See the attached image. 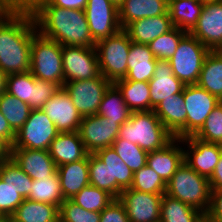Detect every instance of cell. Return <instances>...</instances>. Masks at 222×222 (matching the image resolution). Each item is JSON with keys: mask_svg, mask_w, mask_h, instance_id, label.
<instances>
[{"mask_svg": "<svg viewBox=\"0 0 222 222\" xmlns=\"http://www.w3.org/2000/svg\"><path fill=\"white\" fill-rule=\"evenodd\" d=\"M37 31L62 46L95 47L84 10L65 9L39 2L32 10Z\"/></svg>", "mask_w": 222, "mask_h": 222, "instance_id": "6da1fadb", "label": "cell"}, {"mask_svg": "<svg viewBox=\"0 0 222 222\" xmlns=\"http://www.w3.org/2000/svg\"><path fill=\"white\" fill-rule=\"evenodd\" d=\"M37 32L31 11L14 10L0 23V70L6 75L30 71L31 43Z\"/></svg>", "mask_w": 222, "mask_h": 222, "instance_id": "7a4b0ae2", "label": "cell"}, {"mask_svg": "<svg viewBox=\"0 0 222 222\" xmlns=\"http://www.w3.org/2000/svg\"><path fill=\"white\" fill-rule=\"evenodd\" d=\"M117 138L137 144L147 153L161 149L175 137L165 128L155 112H132L120 126Z\"/></svg>", "mask_w": 222, "mask_h": 222, "instance_id": "3957f363", "label": "cell"}, {"mask_svg": "<svg viewBox=\"0 0 222 222\" xmlns=\"http://www.w3.org/2000/svg\"><path fill=\"white\" fill-rule=\"evenodd\" d=\"M165 194L198 209L206 214L210 206L211 188L209 179L198 174L183 162L166 183Z\"/></svg>", "mask_w": 222, "mask_h": 222, "instance_id": "277c9868", "label": "cell"}, {"mask_svg": "<svg viewBox=\"0 0 222 222\" xmlns=\"http://www.w3.org/2000/svg\"><path fill=\"white\" fill-rule=\"evenodd\" d=\"M62 48L61 44L44 37L37 31L31 43L30 72L32 75L37 79L53 82L62 88L64 84Z\"/></svg>", "mask_w": 222, "mask_h": 222, "instance_id": "5b68a950", "label": "cell"}, {"mask_svg": "<svg viewBox=\"0 0 222 222\" xmlns=\"http://www.w3.org/2000/svg\"><path fill=\"white\" fill-rule=\"evenodd\" d=\"M131 42L128 33L121 29L115 35L96 43L100 72L112 83L123 79L128 73L127 60Z\"/></svg>", "mask_w": 222, "mask_h": 222, "instance_id": "8992f818", "label": "cell"}, {"mask_svg": "<svg viewBox=\"0 0 222 222\" xmlns=\"http://www.w3.org/2000/svg\"><path fill=\"white\" fill-rule=\"evenodd\" d=\"M209 52L191 33H186L168 60L173 74L185 85L197 84L204 59Z\"/></svg>", "mask_w": 222, "mask_h": 222, "instance_id": "52a82bcc", "label": "cell"}, {"mask_svg": "<svg viewBox=\"0 0 222 222\" xmlns=\"http://www.w3.org/2000/svg\"><path fill=\"white\" fill-rule=\"evenodd\" d=\"M60 132L41 109L31 110L27 121L16 133L10 149L47 150Z\"/></svg>", "mask_w": 222, "mask_h": 222, "instance_id": "ba28073f", "label": "cell"}, {"mask_svg": "<svg viewBox=\"0 0 222 222\" xmlns=\"http://www.w3.org/2000/svg\"><path fill=\"white\" fill-rule=\"evenodd\" d=\"M111 84L112 82L101 74L92 79L66 82L63 88L79 114L85 117L97 114L101 100Z\"/></svg>", "mask_w": 222, "mask_h": 222, "instance_id": "9c48e42d", "label": "cell"}, {"mask_svg": "<svg viewBox=\"0 0 222 222\" xmlns=\"http://www.w3.org/2000/svg\"><path fill=\"white\" fill-rule=\"evenodd\" d=\"M62 60L64 83L101 75L95 47L63 46Z\"/></svg>", "mask_w": 222, "mask_h": 222, "instance_id": "30bf717a", "label": "cell"}, {"mask_svg": "<svg viewBox=\"0 0 222 222\" xmlns=\"http://www.w3.org/2000/svg\"><path fill=\"white\" fill-rule=\"evenodd\" d=\"M183 99L187 110L186 137L194 136L221 101L197 84L184 86Z\"/></svg>", "mask_w": 222, "mask_h": 222, "instance_id": "8fae6325", "label": "cell"}, {"mask_svg": "<svg viewBox=\"0 0 222 222\" xmlns=\"http://www.w3.org/2000/svg\"><path fill=\"white\" fill-rule=\"evenodd\" d=\"M84 12L95 43L122 29L118 6L110 0H88Z\"/></svg>", "mask_w": 222, "mask_h": 222, "instance_id": "7c38bea8", "label": "cell"}, {"mask_svg": "<svg viewBox=\"0 0 222 222\" xmlns=\"http://www.w3.org/2000/svg\"><path fill=\"white\" fill-rule=\"evenodd\" d=\"M120 124L97 114L82 117L78 133L89 154L111 147L117 139Z\"/></svg>", "mask_w": 222, "mask_h": 222, "instance_id": "4fadbf2b", "label": "cell"}, {"mask_svg": "<svg viewBox=\"0 0 222 222\" xmlns=\"http://www.w3.org/2000/svg\"><path fill=\"white\" fill-rule=\"evenodd\" d=\"M180 140L188 146L187 151L184 150V162L201 176L210 179L221 157L222 145L204 142L194 136Z\"/></svg>", "mask_w": 222, "mask_h": 222, "instance_id": "5bb4252c", "label": "cell"}, {"mask_svg": "<svg viewBox=\"0 0 222 222\" xmlns=\"http://www.w3.org/2000/svg\"><path fill=\"white\" fill-rule=\"evenodd\" d=\"M163 194L125 189L118 198L126 209L130 222H160Z\"/></svg>", "mask_w": 222, "mask_h": 222, "instance_id": "9a60e30c", "label": "cell"}, {"mask_svg": "<svg viewBox=\"0 0 222 222\" xmlns=\"http://www.w3.org/2000/svg\"><path fill=\"white\" fill-rule=\"evenodd\" d=\"M190 33L210 51L222 50V0L203 5L197 25Z\"/></svg>", "mask_w": 222, "mask_h": 222, "instance_id": "2e32d148", "label": "cell"}, {"mask_svg": "<svg viewBox=\"0 0 222 222\" xmlns=\"http://www.w3.org/2000/svg\"><path fill=\"white\" fill-rule=\"evenodd\" d=\"M41 110L46 113L60 133L78 131L82 116L63 87L43 105Z\"/></svg>", "mask_w": 222, "mask_h": 222, "instance_id": "e0dca14e", "label": "cell"}, {"mask_svg": "<svg viewBox=\"0 0 222 222\" xmlns=\"http://www.w3.org/2000/svg\"><path fill=\"white\" fill-rule=\"evenodd\" d=\"M150 89V111L162 100L181 93L183 84L174 74L168 60H157L154 75L148 81Z\"/></svg>", "mask_w": 222, "mask_h": 222, "instance_id": "ac0fdd59", "label": "cell"}, {"mask_svg": "<svg viewBox=\"0 0 222 222\" xmlns=\"http://www.w3.org/2000/svg\"><path fill=\"white\" fill-rule=\"evenodd\" d=\"M10 157L33 180L52 176L57 171L47 150L10 149Z\"/></svg>", "mask_w": 222, "mask_h": 222, "instance_id": "d6986e66", "label": "cell"}, {"mask_svg": "<svg viewBox=\"0 0 222 222\" xmlns=\"http://www.w3.org/2000/svg\"><path fill=\"white\" fill-rule=\"evenodd\" d=\"M153 111L174 137L186 138L187 110L183 99V91L162 100Z\"/></svg>", "mask_w": 222, "mask_h": 222, "instance_id": "ffe728a7", "label": "cell"}, {"mask_svg": "<svg viewBox=\"0 0 222 222\" xmlns=\"http://www.w3.org/2000/svg\"><path fill=\"white\" fill-rule=\"evenodd\" d=\"M181 140L174 138L165 147L147 154V165L167 183L184 162V148L178 146Z\"/></svg>", "mask_w": 222, "mask_h": 222, "instance_id": "44dd1931", "label": "cell"}, {"mask_svg": "<svg viewBox=\"0 0 222 222\" xmlns=\"http://www.w3.org/2000/svg\"><path fill=\"white\" fill-rule=\"evenodd\" d=\"M56 167L84 159L86 151L78 131L59 133L48 149Z\"/></svg>", "mask_w": 222, "mask_h": 222, "instance_id": "7402d4cb", "label": "cell"}, {"mask_svg": "<svg viewBox=\"0 0 222 222\" xmlns=\"http://www.w3.org/2000/svg\"><path fill=\"white\" fill-rule=\"evenodd\" d=\"M110 171V195L118 199L121 192L131 187L134 172L123 162L112 147L94 153Z\"/></svg>", "mask_w": 222, "mask_h": 222, "instance_id": "603a6c76", "label": "cell"}, {"mask_svg": "<svg viewBox=\"0 0 222 222\" xmlns=\"http://www.w3.org/2000/svg\"><path fill=\"white\" fill-rule=\"evenodd\" d=\"M60 188L64 199H71L89 182V154L82 160L57 167Z\"/></svg>", "mask_w": 222, "mask_h": 222, "instance_id": "cb8c5ba5", "label": "cell"}, {"mask_svg": "<svg viewBox=\"0 0 222 222\" xmlns=\"http://www.w3.org/2000/svg\"><path fill=\"white\" fill-rule=\"evenodd\" d=\"M124 80L148 82L154 75L157 59L147 44L131 42Z\"/></svg>", "mask_w": 222, "mask_h": 222, "instance_id": "d4e9b609", "label": "cell"}, {"mask_svg": "<svg viewBox=\"0 0 222 222\" xmlns=\"http://www.w3.org/2000/svg\"><path fill=\"white\" fill-rule=\"evenodd\" d=\"M118 10L122 29L139 19L169 14L165 0H123Z\"/></svg>", "mask_w": 222, "mask_h": 222, "instance_id": "484cf974", "label": "cell"}, {"mask_svg": "<svg viewBox=\"0 0 222 222\" xmlns=\"http://www.w3.org/2000/svg\"><path fill=\"white\" fill-rule=\"evenodd\" d=\"M173 27L169 14H163L133 21L124 30L132 42L148 45Z\"/></svg>", "mask_w": 222, "mask_h": 222, "instance_id": "4316f807", "label": "cell"}, {"mask_svg": "<svg viewBox=\"0 0 222 222\" xmlns=\"http://www.w3.org/2000/svg\"><path fill=\"white\" fill-rule=\"evenodd\" d=\"M203 5L199 0H169L168 13L173 26L190 33L197 25Z\"/></svg>", "mask_w": 222, "mask_h": 222, "instance_id": "83f0119b", "label": "cell"}, {"mask_svg": "<svg viewBox=\"0 0 222 222\" xmlns=\"http://www.w3.org/2000/svg\"><path fill=\"white\" fill-rule=\"evenodd\" d=\"M197 85L222 101V50L207 54Z\"/></svg>", "mask_w": 222, "mask_h": 222, "instance_id": "f1b7e54d", "label": "cell"}, {"mask_svg": "<svg viewBox=\"0 0 222 222\" xmlns=\"http://www.w3.org/2000/svg\"><path fill=\"white\" fill-rule=\"evenodd\" d=\"M160 222H205V214L164 193L160 207Z\"/></svg>", "mask_w": 222, "mask_h": 222, "instance_id": "f546056e", "label": "cell"}, {"mask_svg": "<svg viewBox=\"0 0 222 222\" xmlns=\"http://www.w3.org/2000/svg\"><path fill=\"white\" fill-rule=\"evenodd\" d=\"M114 84L121 91L124 102L132 112L150 111L149 82L119 79Z\"/></svg>", "mask_w": 222, "mask_h": 222, "instance_id": "4dcf8cb0", "label": "cell"}, {"mask_svg": "<svg viewBox=\"0 0 222 222\" xmlns=\"http://www.w3.org/2000/svg\"><path fill=\"white\" fill-rule=\"evenodd\" d=\"M131 113L132 111L124 102L121 91L112 83L101 100L97 115L122 125L129 120Z\"/></svg>", "mask_w": 222, "mask_h": 222, "instance_id": "1f68e13d", "label": "cell"}, {"mask_svg": "<svg viewBox=\"0 0 222 222\" xmlns=\"http://www.w3.org/2000/svg\"><path fill=\"white\" fill-rule=\"evenodd\" d=\"M12 217L19 222H56L59 219V207L24 199Z\"/></svg>", "mask_w": 222, "mask_h": 222, "instance_id": "d6a6232c", "label": "cell"}, {"mask_svg": "<svg viewBox=\"0 0 222 222\" xmlns=\"http://www.w3.org/2000/svg\"><path fill=\"white\" fill-rule=\"evenodd\" d=\"M27 199L36 202L54 204L60 208L61 203L65 199L61 192L58 172L56 171L52 176L33 180L30 194Z\"/></svg>", "mask_w": 222, "mask_h": 222, "instance_id": "836d02e7", "label": "cell"}, {"mask_svg": "<svg viewBox=\"0 0 222 222\" xmlns=\"http://www.w3.org/2000/svg\"><path fill=\"white\" fill-rule=\"evenodd\" d=\"M31 110L27 103L5 91L0 95V112L7 119L11 129L15 133L27 121Z\"/></svg>", "mask_w": 222, "mask_h": 222, "instance_id": "e575fe53", "label": "cell"}, {"mask_svg": "<svg viewBox=\"0 0 222 222\" xmlns=\"http://www.w3.org/2000/svg\"><path fill=\"white\" fill-rule=\"evenodd\" d=\"M0 178L12 186L24 199L28 198L33 179L11 157L0 161Z\"/></svg>", "mask_w": 222, "mask_h": 222, "instance_id": "d590c367", "label": "cell"}, {"mask_svg": "<svg viewBox=\"0 0 222 222\" xmlns=\"http://www.w3.org/2000/svg\"><path fill=\"white\" fill-rule=\"evenodd\" d=\"M33 88H35V77L30 71L6 75L5 92L24 101L32 110Z\"/></svg>", "mask_w": 222, "mask_h": 222, "instance_id": "8d00e7d4", "label": "cell"}, {"mask_svg": "<svg viewBox=\"0 0 222 222\" xmlns=\"http://www.w3.org/2000/svg\"><path fill=\"white\" fill-rule=\"evenodd\" d=\"M111 147L133 172L138 171L147 164L148 153L137 144L117 138Z\"/></svg>", "mask_w": 222, "mask_h": 222, "instance_id": "74e56055", "label": "cell"}, {"mask_svg": "<svg viewBox=\"0 0 222 222\" xmlns=\"http://www.w3.org/2000/svg\"><path fill=\"white\" fill-rule=\"evenodd\" d=\"M113 199L114 198L109 193L92 185L84 187L71 198L73 202L83 207L85 210L99 213L106 208Z\"/></svg>", "mask_w": 222, "mask_h": 222, "instance_id": "f35d334b", "label": "cell"}, {"mask_svg": "<svg viewBox=\"0 0 222 222\" xmlns=\"http://www.w3.org/2000/svg\"><path fill=\"white\" fill-rule=\"evenodd\" d=\"M186 33L184 30L174 26L170 31L152 40L148 44L149 49L157 60H169Z\"/></svg>", "mask_w": 222, "mask_h": 222, "instance_id": "ab89813d", "label": "cell"}, {"mask_svg": "<svg viewBox=\"0 0 222 222\" xmlns=\"http://www.w3.org/2000/svg\"><path fill=\"white\" fill-rule=\"evenodd\" d=\"M130 189L146 193L164 194L166 191V183L146 164L134 172Z\"/></svg>", "mask_w": 222, "mask_h": 222, "instance_id": "60d3db41", "label": "cell"}, {"mask_svg": "<svg viewBox=\"0 0 222 222\" xmlns=\"http://www.w3.org/2000/svg\"><path fill=\"white\" fill-rule=\"evenodd\" d=\"M194 137L204 142L222 145V101L209 114Z\"/></svg>", "mask_w": 222, "mask_h": 222, "instance_id": "b9f144b4", "label": "cell"}, {"mask_svg": "<svg viewBox=\"0 0 222 222\" xmlns=\"http://www.w3.org/2000/svg\"><path fill=\"white\" fill-rule=\"evenodd\" d=\"M59 218L63 222H100V213L85 210L71 199H65L59 208Z\"/></svg>", "mask_w": 222, "mask_h": 222, "instance_id": "7bdbcfd3", "label": "cell"}, {"mask_svg": "<svg viewBox=\"0 0 222 222\" xmlns=\"http://www.w3.org/2000/svg\"><path fill=\"white\" fill-rule=\"evenodd\" d=\"M89 182L90 185L110 194V171L94 153L89 154Z\"/></svg>", "mask_w": 222, "mask_h": 222, "instance_id": "ee69618b", "label": "cell"}, {"mask_svg": "<svg viewBox=\"0 0 222 222\" xmlns=\"http://www.w3.org/2000/svg\"><path fill=\"white\" fill-rule=\"evenodd\" d=\"M24 198L0 178V215L12 216Z\"/></svg>", "mask_w": 222, "mask_h": 222, "instance_id": "f6af8a7d", "label": "cell"}, {"mask_svg": "<svg viewBox=\"0 0 222 222\" xmlns=\"http://www.w3.org/2000/svg\"><path fill=\"white\" fill-rule=\"evenodd\" d=\"M59 89L60 87L53 82L35 78V88H33V109H41Z\"/></svg>", "mask_w": 222, "mask_h": 222, "instance_id": "bcb514c9", "label": "cell"}, {"mask_svg": "<svg viewBox=\"0 0 222 222\" xmlns=\"http://www.w3.org/2000/svg\"><path fill=\"white\" fill-rule=\"evenodd\" d=\"M100 222H130L123 203L119 199L113 201L100 212Z\"/></svg>", "mask_w": 222, "mask_h": 222, "instance_id": "7dc6e473", "label": "cell"}, {"mask_svg": "<svg viewBox=\"0 0 222 222\" xmlns=\"http://www.w3.org/2000/svg\"><path fill=\"white\" fill-rule=\"evenodd\" d=\"M205 222H222V189L211 190L210 206Z\"/></svg>", "mask_w": 222, "mask_h": 222, "instance_id": "c3c4849f", "label": "cell"}, {"mask_svg": "<svg viewBox=\"0 0 222 222\" xmlns=\"http://www.w3.org/2000/svg\"><path fill=\"white\" fill-rule=\"evenodd\" d=\"M16 133L11 129L7 119L0 112V138L10 147L14 143Z\"/></svg>", "mask_w": 222, "mask_h": 222, "instance_id": "681fc988", "label": "cell"}, {"mask_svg": "<svg viewBox=\"0 0 222 222\" xmlns=\"http://www.w3.org/2000/svg\"><path fill=\"white\" fill-rule=\"evenodd\" d=\"M51 5L65 9L84 10L88 0H47Z\"/></svg>", "mask_w": 222, "mask_h": 222, "instance_id": "f907efd6", "label": "cell"}, {"mask_svg": "<svg viewBox=\"0 0 222 222\" xmlns=\"http://www.w3.org/2000/svg\"><path fill=\"white\" fill-rule=\"evenodd\" d=\"M209 183L211 190L222 189V154L211 178L209 179Z\"/></svg>", "mask_w": 222, "mask_h": 222, "instance_id": "816d5d0a", "label": "cell"}, {"mask_svg": "<svg viewBox=\"0 0 222 222\" xmlns=\"http://www.w3.org/2000/svg\"><path fill=\"white\" fill-rule=\"evenodd\" d=\"M41 1L43 0H17V2L12 6V9L31 11Z\"/></svg>", "mask_w": 222, "mask_h": 222, "instance_id": "f5cc1de1", "label": "cell"}, {"mask_svg": "<svg viewBox=\"0 0 222 222\" xmlns=\"http://www.w3.org/2000/svg\"><path fill=\"white\" fill-rule=\"evenodd\" d=\"M14 10L8 0H0V23Z\"/></svg>", "mask_w": 222, "mask_h": 222, "instance_id": "db71d44e", "label": "cell"}, {"mask_svg": "<svg viewBox=\"0 0 222 222\" xmlns=\"http://www.w3.org/2000/svg\"><path fill=\"white\" fill-rule=\"evenodd\" d=\"M10 157V146L0 138V161Z\"/></svg>", "mask_w": 222, "mask_h": 222, "instance_id": "11a10c76", "label": "cell"}, {"mask_svg": "<svg viewBox=\"0 0 222 222\" xmlns=\"http://www.w3.org/2000/svg\"><path fill=\"white\" fill-rule=\"evenodd\" d=\"M6 74L0 70V95L5 91Z\"/></svg>", "mask_w": 222, "mask_h": 222, "instance_id": "9f6ffc18", "label": "cell"}, {"mask_svg": "<svg viewBox=\"0 0 222 222\" xmlns=\"http://www.w3.org/2000/svg\"><path fill=\"white\" fill-rule=\"evenodd\" d=\"M0 222H9V216L0 215Z\"/></svg>", "mask_w": 222, "mask_h": 222, "instance_id": "6f0895ef", "label": "cell"}, {"mask_svg": "<svg viewBox=\"0 0 222 222\" xmlns=\"http://www.w3.org/2000/svg\"><path fill=\"white\" fill-rule=\"evenodd\" d=\"M202 4H206V3H211V2H216L219 0H199Z\"/></svg>", "mask_w": 222, "mask_h": 222, "instance_id": "680465c9", "label": "cell"}, {"mask_svg": "<svg viewBox=\"0 0 222 222\" xmlns=\"http://www.w3.org/2000/svg\"><path fill=\"white\" fill-rule=\"evenodd\" d=\"M110 1L115 3L117 6H119L123 2V0H110Z\"/></svg>", "mask_w": 222, "mask_h": 222, "instance_id": "91938a15", "label": "cell"}, {"mask_svg": "<svg viewBox=\"0 0 222 222\" xmlns=\"http://www.w3.org/2000/svg\"><path fill=\"white\" fill-rule=\"evenodd\" d=\"M9 222H19V221L15 220L12 216H9Z\"/></svg>", "mask_w": 222, "mask_h": 222, "instance_id": "94428289", "label": "cell"}, {"mask_svg": "<svg viewBox=\"0 0 222 222\" xmlns=\"http://www.w3.org/2000/svg\"><path fill=\"white\" fill-rule=\"evenodd\" d=\"M56 222H63L60 218Z\"/></svg>", "mask_w": 222, "mask_h": 222, "instance_id": "6125c7cd", "label": "cell"}]
</instances>
